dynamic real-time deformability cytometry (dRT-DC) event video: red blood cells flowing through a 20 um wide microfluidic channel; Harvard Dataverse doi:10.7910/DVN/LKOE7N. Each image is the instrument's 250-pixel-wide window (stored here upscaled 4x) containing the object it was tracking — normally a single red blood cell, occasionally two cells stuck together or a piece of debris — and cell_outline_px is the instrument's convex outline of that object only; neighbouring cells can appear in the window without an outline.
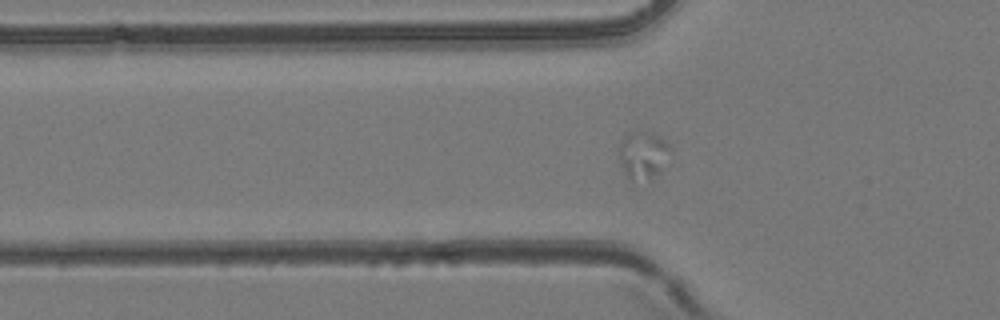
{"species": "common noctule bat (a hibernating species)", "species_latin": "Nyctalus noctula", "temperature_condition": "room temperature", "stored_images_in_passage": 44, "camera_frame_rate_fps": 3000, "um_per_image_px": 0.085, "animal": {"sex": "female", "body_mass_g": 24.6, "forearm_length_mm": 56.2}, "frame": {"image": 1, "passage_image": 5, "time_ms": 1.333, "image_size_px": [1000, 320], "cell_outline_px": [[672, 152], [660, 172], [652, 180], [632, 180], [624, 172], [620, 164], [620, 144], [624, 136], [632, 132], [652, 132], [660, 136], [672, 148]], "centroid_in_image_um": [54.71, 13.19], "position_along_channel_um": 71.1, "area_um2": 14.33}}
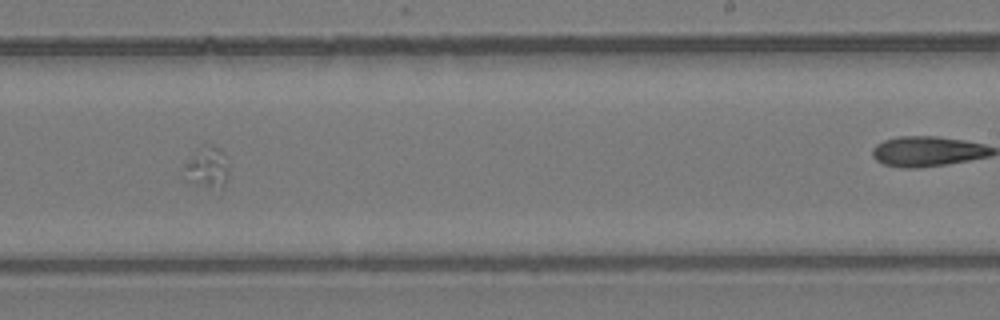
{"frame": {"image": 2, "passage_image": 21, "time_ms": 6.667, "image_size_px": [1000, 320], "cell_outline_px": [[228, 172], [224, 188], [220, 192], [184, 180], [184, 164], [196, 148], [208, 144], [212, 144], [220, 148], [228, 168]], "centroid_in_image_um": [17.59, 14.27], "position_along_channel_um": 271.4, "area_um2": 11.16}}
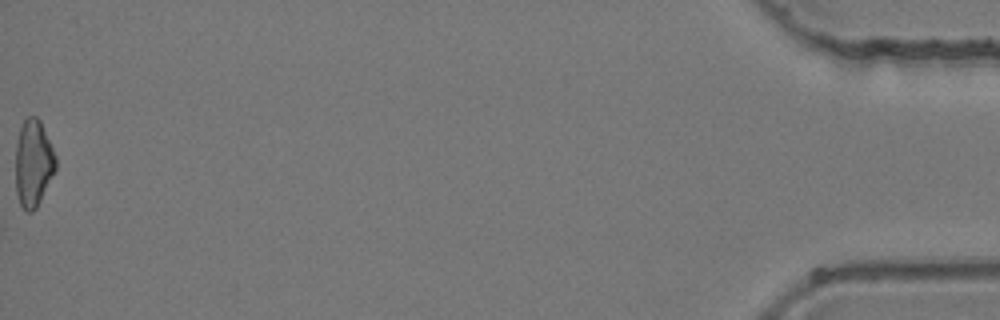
{"frame": {"image": 3, "passage_image": 44, "time_ms": 14.333, "image_size_px": [1000, 320], "cell_outline_px": [[56, 168], [36, 208], [32, 212], [24, 212], [20, 204], [16, 192], [16, 140], [20, 128], [24, 120], [28, 116], [36, 116], [40, 120], [56, 156]], "centroid_in_image_um": [2.82, 13.87], "position_along_channel_um": 432.4, "area_um2": 20.29}}